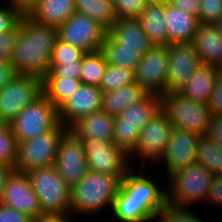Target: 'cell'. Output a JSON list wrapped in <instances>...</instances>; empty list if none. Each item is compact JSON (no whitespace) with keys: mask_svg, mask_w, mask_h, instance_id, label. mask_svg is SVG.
<instances>
[{"mask_svg":"<svg viewBox=\"0 0 222 222\" xmlns=\"http://www.w3.org/2000/svg\"><path fill=\"white\" fill-rule=\"evenodd\" d=\"M200 137L193 132L172 129L168 147L158 160L165 164L167 177L178 169L196 163Z\"/></svg>","mask_w":222,"mask_h":222,"instance_id":"2e32d148","label":"cell"},{"mask_svg":"<svg viewBox=\"0 0 222 222\" xmlns=\"http://www.w3.org/2000/svg\"><path fill=\"white\" fill-rule=\"evenodd\" d=\"M104 44H121V47L129 48L154 46L138 19H117L107 31Z\"/></svg>","mask_w":222,"mask_h":222,"instance_id":"ffe728a7","label":"cell"},{"mask_svg":"<svg viewBox=\"0 0 222 222\" xmlns=\"http://www.w3.org/2000/svg\"><path fill=\"white\" fill-rule=\"evenodd\" d=\"M12 171H13V169L11 167H8V166L0 163V199L3 194V188L5 185V181Z\"/></svg>","mask_w":222,"mask_h":222,"instance_id":"816d5d0a","label":"cell"},{"mask_svg":"<svg viewBox=\"0 0 222 222\" xmlns=\"http://www.w3.org/2000/svg\"><path fill=\"white\" fill-rule=\"evenodd\" d=\"M133 83H135L134 70L107 64L99 88L102 92H110Z\"/></svg>","mask_w":222,"mask_h":222,"instance_id":"836d02e7","label":"cell"},{"mask_svg":"<svg viewBox=\"0 0 222 222\" xmlns=\"http://www.w3.org/2000/svg\"><path fill=\"white\" fill-rule=\"evenodd\" d=\"M42 93L40 77L17 74L0 91V121L9 124L23 108Z\"/></svg>","mask_w":222,"mask_h":222,"instance_id":"9c48e42d","label":"cell"},{"mask_svg":"<svg viewBox=\"0 0 222 222\" xmlns=\"http://www.w3.org/2000/svg\"><path fill=\"white\" fill-rule=\"evenodd\" d=\"M55 167L70 189L79 184L89 172L82 141L69 130L59 141Z\"/></svg>","mask_w":222,"mask_h":222,"instance_id":"5bb4252c","label":"cell"},{"mask_svg":"<svg viewBox=\"0 0 222 222\" xmlns=\"http://www.w3.org/2000/svg\"><path fill=\"white\" fill-rule=\"evenodd\" d=\"M165 2L147 3L138 20L150 41L157 46L169 45L165 24Z\"/></svg>","mask_w":222,"mask_h":222,"instance_id":"d4e9b609","label":"cell"},{"mask_svg":"<svg viewBox=\"0 0 222 222\" xmlns=\"http://www.w3.org/2000/svg\"><path fill=\"white\" fill-rule=\"evenodd\" d=\"M106 68L107 62L101 50L85 53L82 57V72L80 75V81L82 84L99 87Z\"/></svg>","mask_w":222,"mask_h":222,"instance_id":"1f68e13d","label":"cell"},{"mask_svg":"<svg viewBox=\"0 0 222 222\" xmlns=\"http://www.w3.org/2000/svg\"><path fill=\"white\" fill-rule=\"evenodd\" d=\"M161 109V96L149 94L146 98L125 108L116 117L121 125L141 126L149 122Z\"/></svg>","mask_w":222,"mask_h":222,"instance_id":"4316f807","label":"cell"},{"mask_svg":"<svg viewBox=\"0 0 222 222\" xmlns=\"http://www.w3.org/2000/svg\"><path fill=\"white\" fill-rule=\"evenodd\" d=\"M222 17V0H201L198 20L200 24L214 25Z\"/></svg>","mask_w":222,"mask_h":222,"instance_id":"60d3db41","label":"cell"},{"mask_svg":"<svg viewBox=\"0 0 222 222\" xmlns=\"http://www.w3.org/2000/svg\"><path fill=\"white\" fill-rule=\"evenodd\" d=\"M85 52L75 45L65 43L58 38L52 52L50 65H69L82 59Z\"/></svg>","mask_w":222,"mask_h":222,"instance_id":"8d00e7d4","label":"cell"},{"mask_svg":"<svg viewBox=\"0 0 222 222\" xmlns=\"http://www.w3.org/2000/svg\"><path fill=\"white\" fill-rule=\"evenodd\" d=\"M19 22L21 30L10 63L17 74L34 75L42 79L50 71L52 52L58 38L57 28L40 24L26 13Z\"/></svg>","mask_w":222,"mask_h":222,"instance_id":"6da1fadb","label":"cell"},{"mask_svg":"<svg viewBox=\"0 0 222 222\" xmlns=\"http://www.w3.org/2000/svg\"><path fill=\"white\" fill-rule=\"evenodd\" d=\"M75 9L77 13L98 22L107 31L117 20L112 0H75Z\"/></svg>","mask_w":222,"mask_h":222,"instance_id":"f546056e","label":"cell"},{"mask_svg":"<svg viewBox=\"0 0 222 222\" xmlns=\"http://www.w3.org/2000/svg\"><path fill=\"white\" fill-rule=\"evenodd\" d=\"M132 170L133 166L121 180L120 187L129 195V200L142 203V207L155 218L167 205V190L144 175L143 170L147 167H141L138 173Z\"/></svg>","mask_w":222,"mask_h":222,"instance_id":"7c38bea8","label":"cell"},{"mask_svg":"<svg viewBox=\"0 0 222 222\" xmlns=\"http://www.w3.org/2000/svg\"><path fill=\"white\" fill-rule=\"evenodd\" d=\"M207 104L212 115L222 114V70L216 77L213 93Z\"/></svg>","mask_w":222,"mask_h":222,"instance_id":"ee69618b","label":"cell"},{"mask_svg":"<svg viewBox=\"0 0 222 222\" xmlns=\"http://www.w3.org/2000/svg\"><path fill=\"white\" fill-rule=\"evenodd\" d=\"M172 129L167 114L160 109L140 130L138 143L135 150L129 155V159L133 155H135L133 158L137 156L138 160L141 159L140 167H147L146 160L158 163L168 147Z\"/></svg>","mask_w":222,"mask_h":222,"instance_id":"30bf717a","label":"cell"},{"mask_svg":"<svg viewBox=\"0 0 222 222\" xmlns=\"http://www.w3.org/2000/svg\"><path fill=\"white\" fill-rule=\"evenodd\" d=\"M205 203L222 206V174L215 175Z\"/></svg>","mask_w":222,"mask_h":222,"instance_id":"bcb514c9","label":"cell"},{"mask_svg":"<svg viewBox=\"0 0 222 222\" xmlns=\"http://www.w3.org/2000/svg\"><path fill=\"white\" fill-rule=\"evenodd\" d=\"M32 217L0 203V222H32Z\"/></svg>","mask_w":222,"mask_h":222,"instance_id":"f6af8a7d","label":"cell"},{"mask_svg":"<svg viewBox=\"0 0 222 222\" xmlns=\"http://www.w3.org/2000/svg\"><path fill=\"white\" fill-rule=\"evenodd\" d=\"M58 109L42 93L9 123L17 142L36 138L59 124Z\"/></svg>","mask_w":222,"mask_h":222,"instance_id":"8992f818","label":"cell"},{"mask_svg":"<svg viewBox=\"0 0 222 222\" xmlns=\"http://www.w3.org/2000/svg\"><path fill=\"white\" fill-rule=\"evenodd\" d=\"M161 109L173 128L207 135L212 117L208 104L171 92L161 96Z\"/></svg>","mask_w":222,"mask_h":222,"instance_id":"277c9868","label":"cell"},{"mask_svg":"<svg viewBox=\"0 0 222 222\" xmlns=\"http://www.w3.org/2000/svg\"><path fill=\"white\" fill-rule=\"evenodd\" d=\"M20 30L21 23L19 22L10 31L0 34V62H10Z\"/></svg>","mask_w":222,"mask_h":222,"instance_id":"b9f144b4","label":"cell"},{"mask_svg":"<svg viewBox=\"0 0 222 222\" xmlns=\"http://www.w3.org/2000/svg\"><path fill=\"white\" fill-rule=\"evenodd\" d=\"M222 148V114L212 115L207 135Z\"/></svg>","mask_w":222,"mask_h":222,"instance_id":"7dc6e473","label":"cell"},{"mask_svg":"<svg viewBox=\"0 0 222 222\" xmlns=\"http://www.w3.org/2000/svg\"><path fill=\"white\" fill-rule=\"evenodd\" d=\"M147 3H160V2H165L167 0H145Z\"/></svg>","mask_w":222,"mask_h":222,"instance_id":"11a10c76","label":"cell"},{"mask_svg":"<svg viewBox=\"0 0 222 222\" xmlns=\"http://www.w3.org/2000/svg\"><path fill=\"white\" fill-rule=\"evenodd\" d=\"M69 215L41 213L32 219V222H73L68 218Z\"/></svg>","mask_w":222,"mask_h":222,"instance_id":"f907efd6","label":"cell"},{"mask_svg":"<svg viewBox=\"0 0 222 222\" xmlns=\"http://www.w3.org/2000/svg\"><path fill=\"white\" fill-rule=\"evenodd\" d=\"M68 128L59 123L53 130L36 138L18 142L14 171L27 173L34 168L55 165L57 147Z\"/></svg>","mask_w":222,"mask_h":222,"instance_id":"52a82bcc","label":"cell"},{"mask_svg":"<svg viewBox=\"0 0 222 222\" xmlns=\"http://www.w3.org/2000/svg\"><path fill=\"white\" fill-rule=\"evenodd\" d=\"M102 95L98 86L81 84L77 92L58 108L59 122L69 128L80 117L101 110Z\"/></svg>","mask_w":222,"mask_h":222,"instance_id":"ac0fdd59","label":"cell"},{"mask_svg":"<svg viewBox=\"0 0 222 222\" xmlns=\"http://www.w3.org/2000/svg\"><path fill=\"white\" fill-rule=\"evenodd\" d=\"M201 0H167L169 4L175 8L182 9L183 11L193 14L198 17Z\"/></svg>","mask_w":222,"mask_h":222,"instance_id":"c3c4849f","label":"cell"},{"mask_svg":"<svg viewBox=\"0 0 222 222\" xmlns=\"http://www.w3.org/2000/svg\"><path fill=\"white\" fill-rule=\"evenodd\" d=\"M141 129V126L121 125L115 116L113 143L129 156L135 150Z\"/></svg>","mask_w":222,"mask_h":222,"instance_id":"e575fe53","label":"cell"},{"mask_svg":"<svg viewBox=\"0 0 222 222\" xmlns=\"http://www.w3.org/2000/svg\"><path fill=\"white\" fill-rule=\"evenodd\" d=\"M202 65L222 70V36L212 24H200L193 42Z\"/></svg>","mask_w":222,"mask_h":222,"instance_id":"603a6c76","label":"cell"},{"mask_svg":"<svg viewBox=\"0 0 222 222\" xmlns=\"http://www.w3.org/2000/svg\"><path fill=\"white\" fill-rule=\"evenodd\" d=\"M120 180L111 175L91 172L71 189V212L95 215L106 206L112 210Z\"/></svg>","mask_w":222,"mask_h":222,"instance_id":"7a4b0ae2","label":"cell"},{"mask_svg":"<svg viewBox=\"0 0 222 222\" xmlns=\"http://www.w3.org/2000/svg\"><path fill=\"white\" fill-rule=\"evenodd\" d=\"M0 203L32 218L41 214L38 196L26 173L14 170L10 173L5 181Z\"/></svg>","mask_w":222,"mask_h":222,"instance_id":"e0dca14e","label":"cell"},{"mask_svg":"<svg viewBox=\"0 0 222 222\" xmlns=\"http://www.w3.org/2000/svg\"><path fill=\"white\" fill-rule=\"evenodd\" d=\"M165 24L169 44L192 43L200 25L198 17L165 1Z\"/></svg>","mask_w":222,"mask_h":222,"instance_id":"44dd1931","label":"cell"},{"mask_svg":"<svg viewBox=\"0 0 222 222\" xmlns=\"http://www.w3.org/2000/svg\"><path fill=\"white\" fill-rule=\"evenodd\" d=\"M82 82L68 77H43L42 92L58 109L77 92Z\"/></svg>","mask_w":222,"mask_h":222,"instance_id":"83f0119b","label":"cell"},{"mask_svg":"<svg viewBox=\"0 0 222 222\" xmlns=\"http://www.w3.org/2000/svg\"><path fill=\"white\" fill-rule=\"evenodd\" d=\"M9 5L0 6V34L13 29L18 23L25 11L12 1L7 0Z\"/></svg>","mask_w":222,"mask_h":222,"instance_id":"ab89813d","label":"cell"},{"mask_svg":"<svg viewBox=\"0 0 222 222\" xmlns=\"http://www.w3.org/2000/svg\"><path fill=\"white\" fill-rule=\"evenodd\" d=\"M214 176L199 163L176 170L168 176L167 204L189 207L206 201Z\"/></svg>","mask_w":222,"mask_h":222,"instance_id":"3957f363","label":"cell"},{"mask_svg":"<svg viewBox=\"0 0 222 222\" xmlns=\"http://www.w3.org/2000/svg\"><path fill=\"white\" fill-rule=\"evenodd\" d=\"M151 48L121 47V44H103V52L108 65L135 70L141 56Z\"/></svg>","mask_w":222,"mask_h":222,"instance_id":"4dcf8cb0","label":"cell"},{"mask_svg":"<svg viewBox=\"0 0 222 222\" xmlns=\"http://www.w3.org/2000/svg\"><path fill=\"white\" fill-rule=\"evenodd\" d=\"M26 174L38 196L41 213L71 215V189L55 165L34 168Z\"/></svg>","mask_w":222,"mask_h":222,"instance_id":"5b68a950","label":"cell"},{"mask_svg":"<svg viewBox=\"0 0 222 222\" xmlns=\"http://www.w3.org/2000/svg\"><path fill=\"white\" fill-rule=\"evenodd\" d=\"M169 69L167 46L154 45L146 51L135 67V82L150 94H166Z\"/></svg>","mask_w":222,"mask_h":222,"instance_id":"4fadbf2b","label":"cell"},{"mask_svg":"<svg viewBox=\"0 0 222 222\" xmlns=\"http://www.w3.org/2000/svg\"><path fill=\"white\" fill-rule=\"evenodd\" d=\"M17 75L10 62H0V91Z\"/></svg>","mask_w":222,"mask_h":222,"instance_id":"681fc988","label":"cell"},{"mask_svg":"<svg viewBox=\"0 0 222 222\" xmlns=\"http://www.w3.org/2000/svg\"><path fill=\"white\" fill-rule=\"evenodd\" d=\"M167 204L154 218L153 222H207L187 209Z\"/></svg>","mask_w":222,"mask_h":222,"instance_id":"74e56055","label":"cell"},{"mask_svg":"<svg viewBox=\"0 0 222 222\" xmlns=\"http://www.w3.org/2000/svg\"><path fill=\"white\" fill-rule=\"evenodd\" d=\"M149 94L136 82L115 91L103 92L101 110L107 114L117 116L125 108L140 102Z\"/></svg>","mask_w":222,"mask_h":222,"instance_id":"484cf974","label":"cell"},{"mask_svg":"<svg viewBox=\"0 0 222 222\" xmlns=\"http://www.w3.org/2000/svg\"><path fill=\"white\" fill-rule=\"evenodd\" d=\"M167 50L169 69L166 93L180 92L202 63L192 43L169 44Z\"/></svg>","mask_w":222,"mask_h":222,"instance_id":"9a60e30c","label":"cell"},{"mask_svg":"<svg viewBox=\"0 0 222 222\" xmlns=\"http://www.w3.org/2000/svg\"><path fill=\"white\" fill-rule=\"evenodd\" d=\"M219 34L222 36V17L214 24Z\"/></svg>","mask_w":222,"mask_h":222,"instance_id":"db71d44e","label":"cell"},{"mask_svg":"<svg viewBox=\"0 0 222 222\" xmlns=\"http://www.w3.org/2000/svg\"><path fill=\"white\" fill-rule=\"evenodd\" d=\"M220 70L213 66L201 65L179 93L186 98L207 104Z\"/></svg>","mask_w":222,"mask_h":222,"instance_id":"cb8c5ba5","label":"cell"},{"mask_svg":"<svg viewBox=\"0 0 222 222\" xmlns=\"http://www.w3.org/2000/svg\"><path fill=\"white\" fill-rule=\"evenodd\" d=\"M82 59L69 65H50V71L44 77H68L80 79Z\"/></svg>","mask_w":222,"mask_h":222,"instance_id":"7bdbcfd3","label":"cell"},{"mask_svg":"<svg viewBox=\"0 0 222 222\" xmlns=\"http://www.w3.org/2000/svg\"><path fill=\"white\" fill-rule=\"evenodd\" d=\"M18 142L8 123L0 121V163L14 170Z\"/></svg>","mask_w":222,"mask_h":222,"instance_id":"d590c367","label":"cell"},{"mask_svg":"<svg viewBox=\"0 0 222 222\" xmlns=\"http://www.w3.org/2000/svg\"><path fill=\"white\" fill-rule=\"evenodd\" d=\"M117 19H138L144 11L145 0H112Z\"/></svg>","mask_w":222,"mask_h":222,"instance_id":"f35d334b","label":"cell"},{"mask_svg":"<svg viewBox=\"0 0 222 222\" xmlns=\"http://www.w3.org/2000/svg\"><path fill=\"white\" fill-rule=\"evenodd\" d=\"M196 163L201 164L214 175L222 174V148L208 136L199 139Z\"/></svg>","mask_w":222,"mask_h":222,"instance_id":"d6a6232c","label":"cell"},{"mask_svg":"<svg viewBox=\"0 0 222 222\" xmlns=\"http://www.w3.org/2000/svg\"><path fill=\"white\" fill-rule=\"evenodd\" d=\"M107 30L84 14L75 12L69 19L57 27L59 40L75 45L85 53L102 49Z\"/></svg>","mask_w":222,"mask_h":222,"instance_id":"8fae6325","label":"cell"},{"mask_svg":"<svg viewBox=\"0 0 222 222\" xmlns=\"http://www.w3.org/2000/svg\"><path fill=\"white\" fill-rule=\"evenodd\" d=\"M111 212L119 222H153L154 220L142 207V203L129 200V195L120 186Z\"/></svg>","mask_w":222,"mask_h":222,"instance_id":"f1b7e54d","label":"cell"},{"mask_svg":"<svg viewBox=\"0 0 222 222\" xmlns=\"http://www.w3.org/2000/svg\"><path fill=\"white\" fill-rule=\"evenodd\" d=\"M81 141L89 171L115 176L121 181L131 169L129 156L113 142L98 138H83Z\"/></svg>","mask_w":222,"mask_h":222,"instance_id":"ba28073f","label":"cell"},{"mask_svg":"<svg viewBox=\"0 0 222 222\" xmlns=\"http://www.w3.org/2000/svg\"><path fill=\"white\" fill-rule=\"evenodd\" d=\"M115 116L99 110L93 114L80 117L68 130L78 139L93 138L113 142Z\"/></svg>","mask_w":222,"mask_h":222,"instance_id":"d6986e66","label":"cell"},{"mask_svg":"<svg viewBox=\"0 0 222 222\" xmlns=\"http://www.w3.org/2000/svg\"><path fill=\"white\" fill-rule=\"evenodd\" d=\"M75 12V0H37L25 11L34 21L56 28Z\"/></svg>","mask_w":222,"mask_h":222,"instance_id":"7402d4cb","label":"cell"},{"mask_svg":"<svg viewBox=\"0 0 222 222\" xmlns=\"http://www.w3.org/2000/svg\"><path fill=\"white\" fill-rule=\"evenodd\" d=\"M10 1H12L15 5L20 6L24 11H26L37 0H10Z\"/></svg>","mask_w":222,"mask_h":222,"instance_id":"f5cc1de1","label":"cell"}]
</instances>
